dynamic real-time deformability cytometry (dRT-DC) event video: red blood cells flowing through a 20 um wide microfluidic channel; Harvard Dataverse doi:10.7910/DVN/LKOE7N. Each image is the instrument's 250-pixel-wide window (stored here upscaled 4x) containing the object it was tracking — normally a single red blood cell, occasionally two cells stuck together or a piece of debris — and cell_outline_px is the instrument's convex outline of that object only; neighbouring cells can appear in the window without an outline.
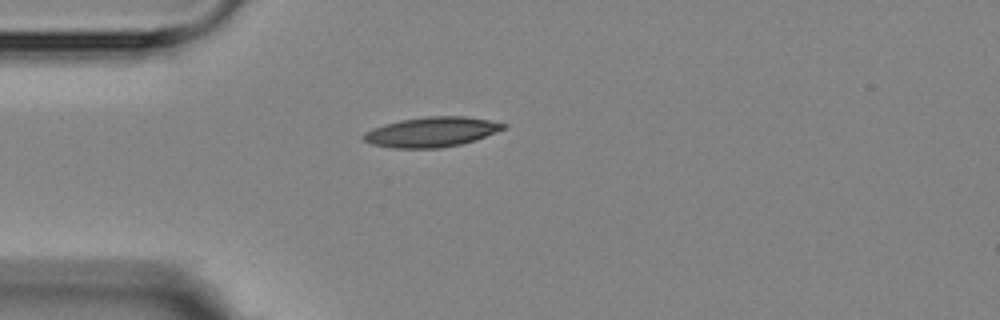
{"species": "Egyptian fruit bat (a non-hibernating species)", "species_latin": "Rousettus aegyptiacus", "temperature_condition": "room temperature", "stored_images_in_passage": 2, "camera_frame_rate_fps": 3000, "um_per_image_px": 0.085, "animal": {"sex": "female"}, "frame": {"image": 1, "passage_image": 1, "time_ms": 0.0, "image_size_px": [1000, 320], "cell_outline_px": [[508, 124], [504, 128], [496, 132], [476, 140], [460, 144], [440, 148], [392, 148], [372, 144], [364, 140], [360, 136], [364, 132], [372, 128], [384, 124], [400, 120], [424, 116], [464, 116], [488, 120]], "centroid_in_image_um": [36.65, 11.21], "position_along_channel_um": 48.4, "area_um2": 24.45}}